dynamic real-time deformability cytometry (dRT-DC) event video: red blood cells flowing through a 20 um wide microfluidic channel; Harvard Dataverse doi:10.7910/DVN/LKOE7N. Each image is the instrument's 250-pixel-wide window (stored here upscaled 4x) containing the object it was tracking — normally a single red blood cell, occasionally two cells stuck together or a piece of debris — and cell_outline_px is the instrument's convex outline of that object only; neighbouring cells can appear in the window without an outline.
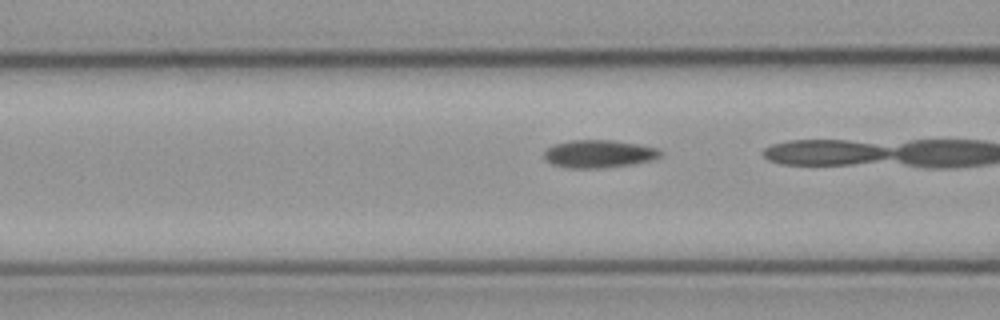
{"species": "common noctule bat (a hibernating species)", "species_latin": "Nyctalus noctula", "temperature_condition": "cold", "stored_images_in_passage": 9, "camera_frame_rate_fps": 3000, "um_per_image_px": 0.085, "animal": {"sex": "male", "body_mass_g": 23.1, "forearm_length_mm": 52.7}, "frame": {"image": 1, "passage_image": 8, "time_ms": 2.333, "image_size_px": [1000, 320], "cell_outline_px": [[660, 156], [652, 160], [632, 164], [600, 168], [568, 168], [552, 164], [544, 156], [544, 152], [552, 144], [568, 140], [612, 140], [636, 144], [656, 148], [660, 152]], "centroid_in_image_um": [50.86, 13.07], "position_along_channel_um": 115.7, "area_um2": 18.67}}